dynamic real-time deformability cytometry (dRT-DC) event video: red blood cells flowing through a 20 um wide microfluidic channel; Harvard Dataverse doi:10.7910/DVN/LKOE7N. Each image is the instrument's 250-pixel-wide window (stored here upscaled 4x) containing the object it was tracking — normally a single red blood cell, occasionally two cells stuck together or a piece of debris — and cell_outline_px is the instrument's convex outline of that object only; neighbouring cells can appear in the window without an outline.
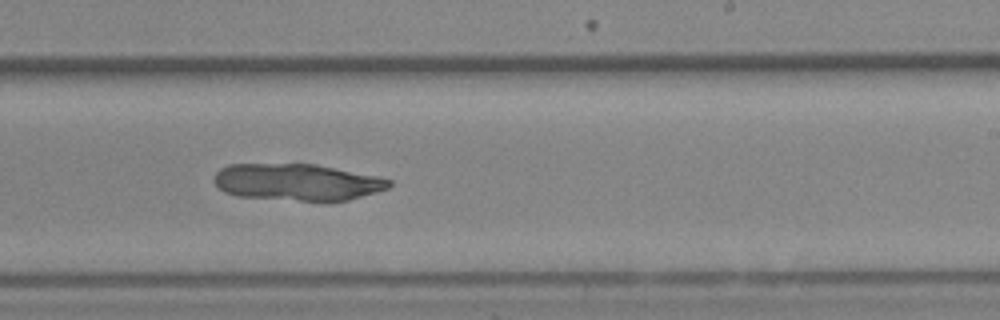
{"species": "Egyptian fruit bat (a non-hibernating species)", "species_latin": "Rousettus aegyptiacus", "temperature_condition": "cold", "stored_images_in_passage": 35, "camera_frame_rate_fps": 3000, "um_per_image_px": 0.085, "animal": {"sex": "female"}, "frame": {"image": 1, "passage_image": 16, "time_ms": 5.0, "image_size_px": [1000, 320], "cell_outline_px": [[392, 184], [388, 188], [376, 192], [348, 200], [300, 200], [236, 196], [224, 192], [212, 180], [216, 172], [220, 168], [228, 164], [316, 164], [380, 176], [392, 180]], "centroid_in_image_um": [25.26, 15.46], "position_along_channel_um": 263.7, "area_um2": 37.45}}